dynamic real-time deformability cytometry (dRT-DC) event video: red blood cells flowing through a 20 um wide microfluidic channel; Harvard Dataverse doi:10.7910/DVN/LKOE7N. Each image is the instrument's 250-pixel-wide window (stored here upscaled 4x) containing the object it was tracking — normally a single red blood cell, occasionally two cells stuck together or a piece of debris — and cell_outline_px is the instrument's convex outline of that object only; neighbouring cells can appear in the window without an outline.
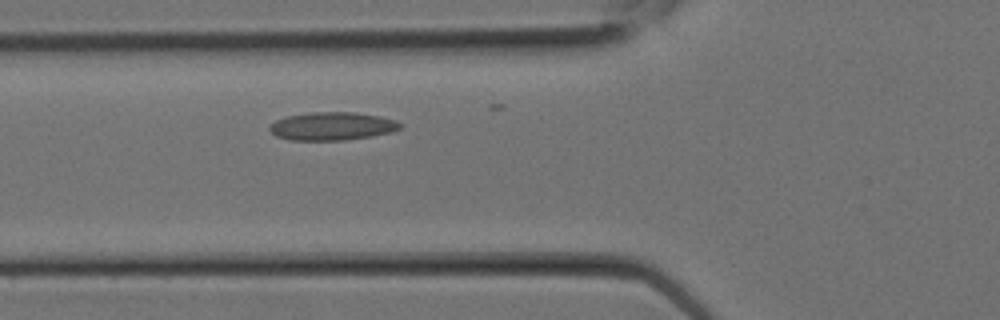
{"species": "Egyptian fruit bat (a non-hibernating species)", "species_latin": "Rousettus aegyptiacus", "temperature_condition": "room temperature", "stored_images_in_passage": 4, "camera_frame_rate_fps": 3000, "um_per_image_px": 0.085, "animal": {"sex": "female"}, "frame": {"image": 1, "passage_image": 4, "time_ms": 1.0, "image_size_px": [1000, 320], "cell_outline_px": [[400, 128], [388, 132], [368, 136], [344, 140], [292, 140], [276, 136], [268, 128], [276, 120], [288, 116], [312, 112], [356, 112], [380, 116], [392, 120], [400, 124]], "centroid_in_image_um": [28.18, 10.72], "position_along_channel_um": 97.6, "area_um2": 20.92}}